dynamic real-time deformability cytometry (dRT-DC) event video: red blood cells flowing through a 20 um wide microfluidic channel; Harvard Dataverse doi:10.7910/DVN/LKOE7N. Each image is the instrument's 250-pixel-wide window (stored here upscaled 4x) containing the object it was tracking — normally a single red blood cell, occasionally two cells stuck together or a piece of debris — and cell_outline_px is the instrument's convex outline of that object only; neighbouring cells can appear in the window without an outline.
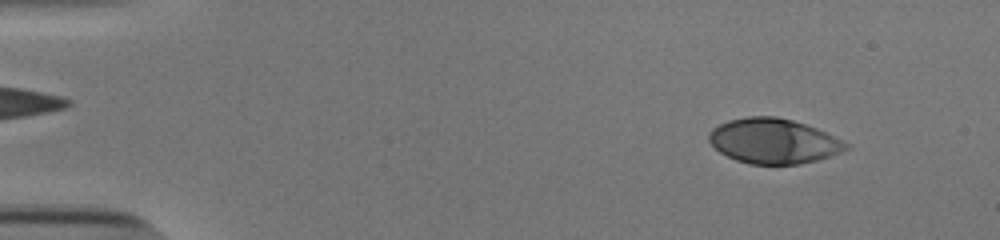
{"species": "human", "species_latin": "Homo sapiens", "temperature_condition": "cold", "stored_images_in_passage": 52, "camera_frame_rate_fps": 3000, "um_per_image_px": 0.085, "donor": {"sex": "male"}, "frame": {"image": 1, "passage_image": 5, "time_ms": 1.333, "image_size_px": [1000, 240], "cell_outline_px": [[852, 144], [848, 148], [840, 152], [816, 160], [800, 164], [748, 164], [736, 160], [720, 152], [708, 140], [708, 132], [712, 128], [728, 120], [748, 116], [776, 116], [792, 120], [816, 128], [844, 140]], "centroid_in_image_um": [65.75, 11.98], "position_along_channel_um": 19.3, "area_um2": 35.95}}
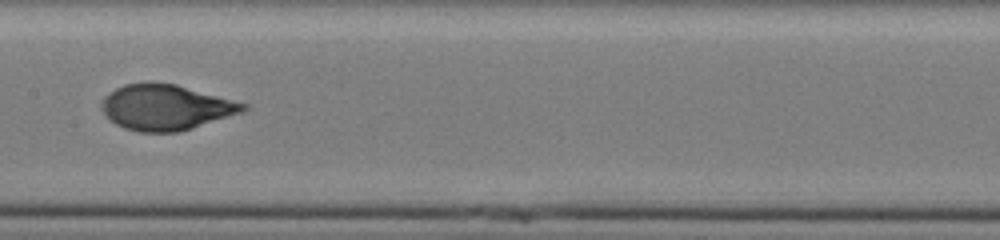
{"frame": {"image": 2, "passage_image": 27, "time_ms": 8.667, "image_size_px": [1000, 240], "cell_outline_px": [[248, 108], [244, 112], [180, 132], [140, 132], [124, 128], [116, 124], [104, 112], [104, 100], [116, 88], [124, 84], [148, 80], [152, 80], [176, 84], [248, 104]], "centroid_in_image_um": [14.16, 9.11], "position_along_channel_um": 193.2, "area_um2": 37.51}}
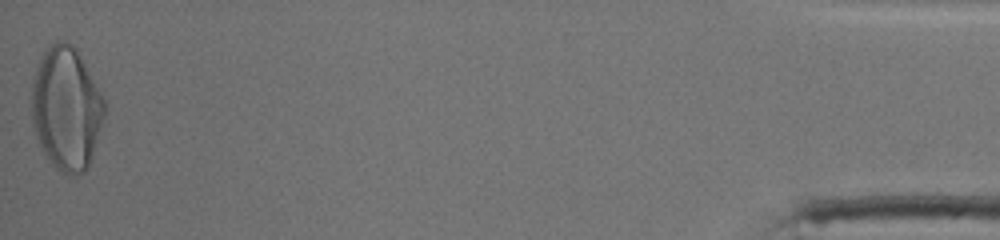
{"frame": {"image": 3, "passage_image": 52, "time_ms": 17.0, "image_size_px": [1000, 240], "cell_outline_px": [[104, 116], [92, 156], [88, 168], [84, 172], [76, 176], [68, 176], [56, 168], [44, 152], [36, 136], [32, 124], [32, 80], [36, 68], [48, 44], [56, 40], [64, 40], [72, 44], [76, 48], [104, 96]], "centroid_in_image_um": [5.64, 9.2], "position_along_channel_um": 429.6, "area_um2": 52.42}, "authors_computed_cell_mechanics": {"area_um2": 37.1654, "velocity_mm_per_s": 3.8945, "shape_relaxation_time_tau1_ms": 4.1377, "shape_relaxation_time_tau2_ms": null, "deformation_change_tau1": 0.2104, "deformation_change_tau2": null}}